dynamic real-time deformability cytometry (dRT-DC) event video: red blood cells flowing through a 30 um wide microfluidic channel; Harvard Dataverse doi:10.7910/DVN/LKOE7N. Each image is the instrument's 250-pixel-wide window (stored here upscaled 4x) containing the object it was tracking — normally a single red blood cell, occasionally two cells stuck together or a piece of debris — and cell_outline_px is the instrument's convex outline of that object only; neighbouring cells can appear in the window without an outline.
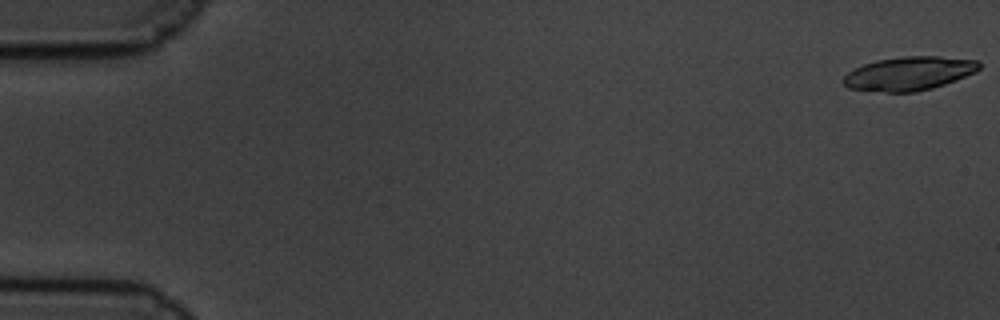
{"species": "common noctule bat (a hibernating species)", "species_latin": "Nyctalus noctula", "temperature_condition": "cold", "stored_images_in_passage": 19, "camera_frame_rate_fps": 3000, "um_per_image_px": 0.085, "animal": {"sex": "male", "body_mass_g": 19.5, "forearm_length_mm": 54.6}, "frame": {"image": 1, "passage_image": 1, "time_ms": 0.0, "image_size_px": [1000, 320], "cell_outline_px": [[980, 68], [976, 72], [944, 84], [932, 88], [916, 92], [884, 92], [848, 88], [840, 80], [848, 72], [864, 64], [876, 60], [904, 56], [940, 56], [980, 60]], "centroid_in_image_um": [77.28, 6.24], "position_along_channel_um": 7.7, "area_um2": 26.76}}
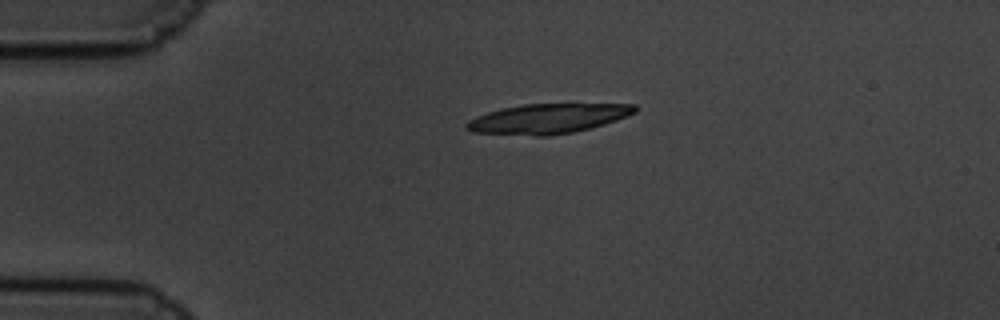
{"frame": {"image": 2, "passage_image": 14, "time_ms": 4.333, "image_size_px": [1000, 320], "cell_outline_px": [[636, 112], [616, 120], [592, 128], [572, 132], [548, 136], [536, 136], [472, 132], [464, 128], [464, 124], [468, 120], [476, 116], [500, 108], [524, 104], [636, 104]], "centroid_in_image_um": [46.52, 10.09], "position_along_channel_um": 38.5, "area_um2": 29.25}}